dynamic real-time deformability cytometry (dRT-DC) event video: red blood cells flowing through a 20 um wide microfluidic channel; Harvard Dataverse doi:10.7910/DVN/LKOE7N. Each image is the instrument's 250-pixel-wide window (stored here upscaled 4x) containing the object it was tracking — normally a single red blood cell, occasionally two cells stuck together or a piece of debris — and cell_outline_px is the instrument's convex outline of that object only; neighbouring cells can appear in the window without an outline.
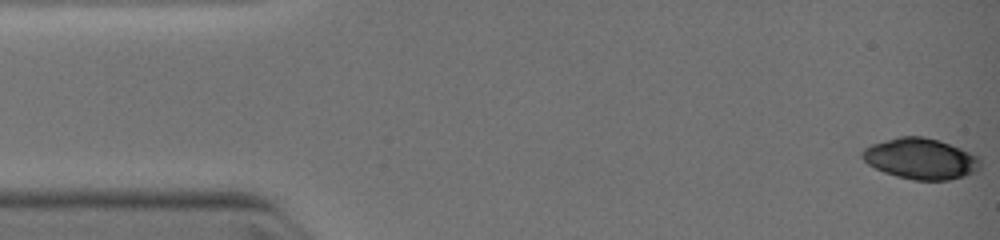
{"species": "common noctule bat (a hibernating species)", "species_latin": "Nyctalus noctula", "temperature_condition": "warm", "stored_images_in_passage": 4, "camera_frame_rate_fps": 3000, "um_per_image_px": 0.085, "animal": {"sex": "female", "body_mass_g": 19.0, "forearm_length_mm": 51.5}, "frame": {"image": 1, "passage_image": 1, "time_ms": 0.0, "image_size_px": [1000, 240], "cell_outline_px": [[980, 168], [976, 172], [964, 176], [948, 180], [912, 180], [896, 176], [884, 172], [868, 164], [860, 156], [860, 152], [864, 148], [872, 144], [900, 136], [924, 136], [940, 140], [980, 156]], "centroid_in_image_um": [78.27, 13.49], "position_along_channel_um": 6.7, "area_um2": 28.32}}
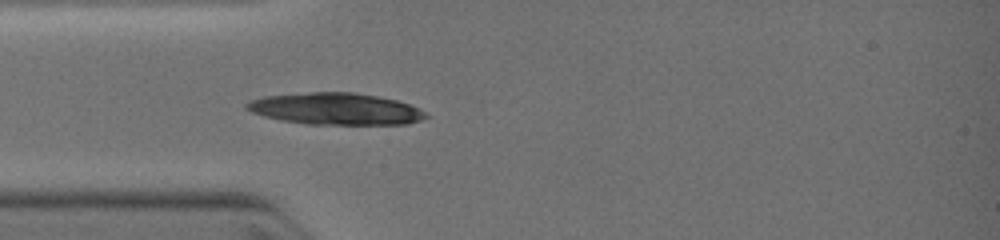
{"frame": {"image": 2, "passage_image": 4, "time_ms": 3.333, "image_size_px": [1000, 240], "cell_outline_px": [[432, 116], [408, 124], [304, 124], [280, 120], [264, 116], [252, 112], [244, 108], [244, 104], [252, 100], [264, 96], [308, 92], [356, 92], [396, 100], [420, 108]], "centroid_in_image_um": [28.54, 9.25], "position_along_channel_um": 56.5, "area_um2": 33.35}}